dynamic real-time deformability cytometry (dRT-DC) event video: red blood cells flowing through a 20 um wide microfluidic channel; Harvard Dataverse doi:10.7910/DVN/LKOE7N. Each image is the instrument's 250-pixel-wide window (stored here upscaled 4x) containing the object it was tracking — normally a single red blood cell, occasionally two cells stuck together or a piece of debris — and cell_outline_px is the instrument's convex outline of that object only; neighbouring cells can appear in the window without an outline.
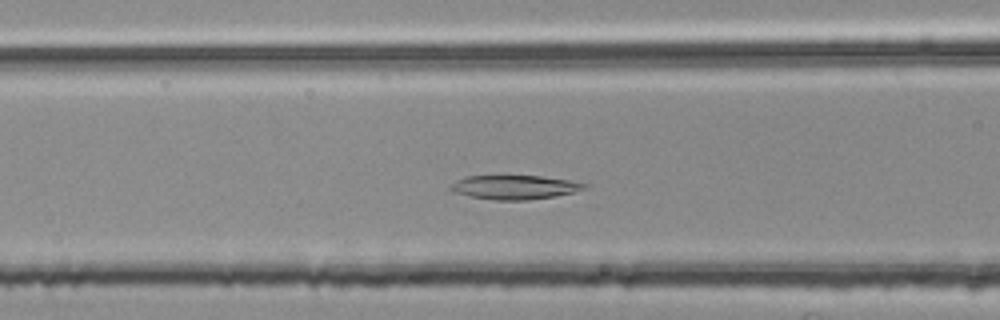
{"species": "common noctule bat (a hibernating species)", "species_latin": "Nyctalus noctula", "temperature_condition": "room temperature", "stored_images_in_passage": 45, "camera_frame_rate_fps": 3000, "um_per_image_px": 0.085, "animal": {"sex": "female", "body_mass_g": 25.1}, "frame": {"image": 1, "passage_image": 15, "time_ms": 4.667, "image_size_px": [1000, 320], "cell_outline_px": [[588, 184], [584, 188], [572, 192], [552, 196], [528, 200], [496, 200], [472, 196], [456, 192], [448, 188], [456, 180], [468, 176], [540, 176], [568, 180]], "centroid_in_image_um": [43.72, 15.91], "position_along_channel_um": 122.9, "area_um2": 18.26}}
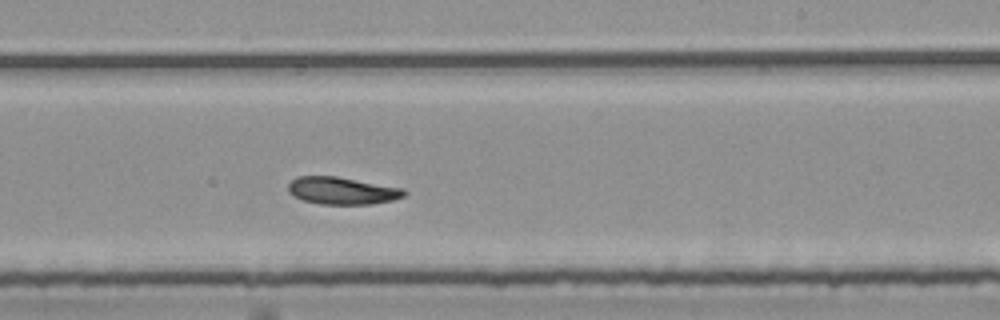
{"frame": {"image": 2, "passage_image": 26, "time_ms": 8.333, "image_size_px": [1000, 320], "cell_outline_px": [[408, 192], [404, 196], [392, 200], [372, 204], [320, 204], [304, 200], [288, 192], [288, 184], [296, 176], [336, 176], [404, 188]], "centroid_in_image_um": [29.1, 16.2], "position_along_channel_um": 259.9, "area_um2": 18.44}}
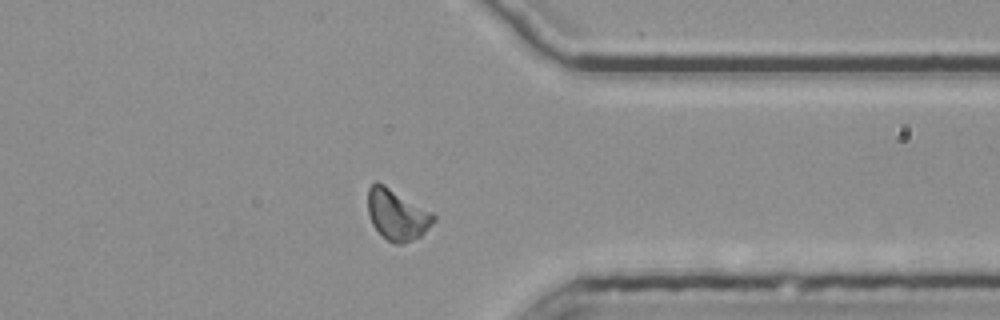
{"frame": {"image": 3, "passage_image": 36, "time_ms": 11.667, "image_size_px": [1000, 320], "cell_outline_px": [[436, 220], [420, 236], [404, 244], [396, 244], [388, 240], [372, 224], [368, 212], [368, 188], [376, 180], [384, 184], [432, 212], [436, 216]], "centroid_in_image_um": [33.75, 18.23], "position_along_channel_um": 377.7, "area_um2": 19.31}}